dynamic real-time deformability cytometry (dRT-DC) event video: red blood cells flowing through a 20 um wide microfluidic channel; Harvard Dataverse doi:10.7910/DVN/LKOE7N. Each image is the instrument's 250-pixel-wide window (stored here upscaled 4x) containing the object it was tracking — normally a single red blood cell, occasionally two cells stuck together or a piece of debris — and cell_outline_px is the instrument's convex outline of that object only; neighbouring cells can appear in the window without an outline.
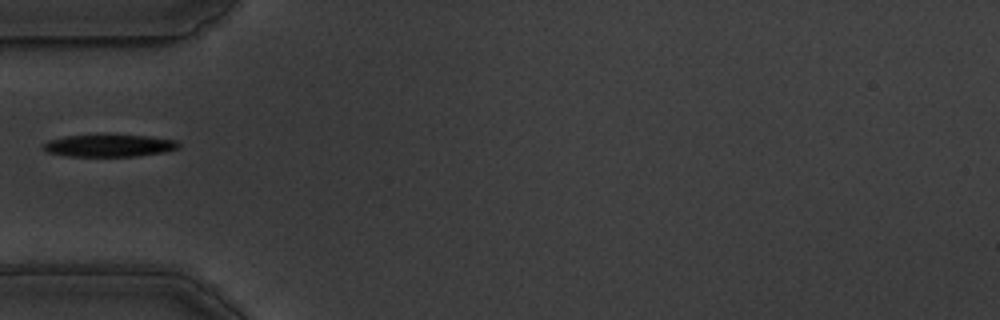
{"species": "common noctule bat (a hibernating species)", "species_latin": "Nyctalus noctula", "temperature_condition": "warm", "stored_images_in_passage": 39, "camera_frame_rate_fps": 3000, "um_per_image_px": 0.085, "animal": {"sex": "male", "body_mass_g": 19.5, "forearm_length_mm": 54.6}, "frame": {"image": 1, "passage_image": 1, "time_ms": 0.0, "image_size_px": [1000, 320], "cell_outline_px": [[180, 148], [168, 152], [136, 156], [64, 156], [48, 152], [44, 148], [44, 144], [48, 140], [64, 136], [96, 132], [148, 136], [176, 140], [180, 144]], "centroid_in_image_um": [9.3, 12.33], "position_along_channel_um": 75.7, "area_um2": 18.5}}
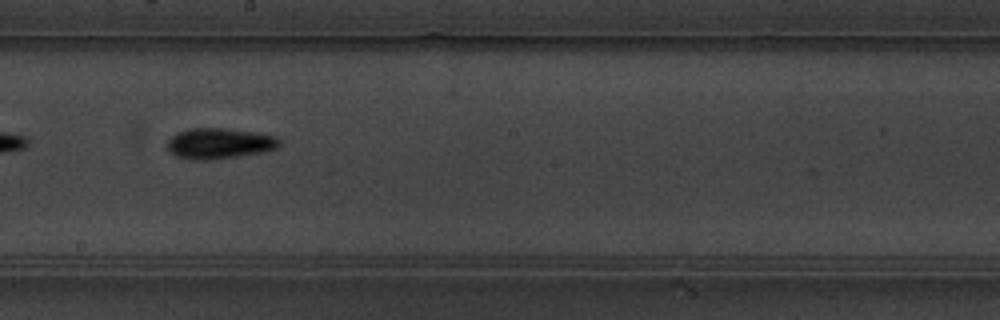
{"frame": {"image": 2, "passage_image": 14, "time_ms": 4.333, "image_size_px": [1000, 320], "cell_outline_px": [[280, 144], [276, 148], [264, 152], [212, 160], [188, 160], [176, 156], [168, 148], [168, 140], [176, 132], [188, 128], [224, 128], [260, 132], [276, 136], [280, 140]], "centroid_in_image_um": [18.66, 12.18], "position_along_channel_um": 229.5, "area_um2": 20.35}}
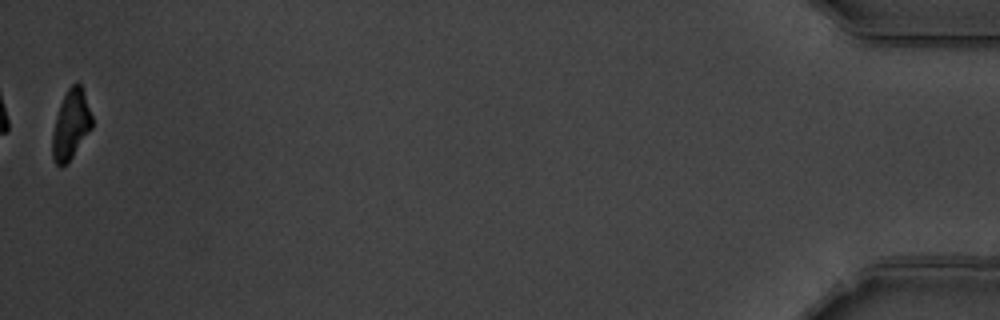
{"frame": {"image": 3, "passage_image": 39, "time_ms": 12.667, "image_size_px": [1000, 320], "cell_outline_px": [[92, 128], [72, 156], [60, 168], [56, 164], [52, 156], [52, 136], [56, 116], [60, 104], [68, 88], [76, 80], [80, 84], [84, 92], [92, 116]], "centroid_in_image_um": [6.02, 10.57], "position_along_channel_um": 429.2, "area_um2": 15.84}}